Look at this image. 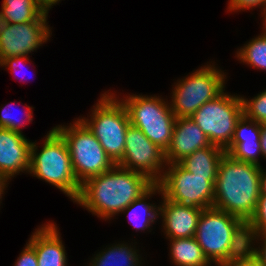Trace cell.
I'll return each mask as SVG.
<instances>
[{
  "label": "cell",
  "mask_w": 266,
  "mask_h": 266,
  "mask_svg": "<svg viewBox=\"0 0 266 266\" xmlns=\"http://www.w3.org/2000/svg\"><path fill=\"white\" fill-rule=\"evenodd\" d=\"M8 181L9 179L0 173V200H2V194H4V190L7 188L6 185L9 184Z\"/></svg>",
  "instance_id": "cell-35"
},
{
  "label": "cell",
  "mask_w": 266,
  "mask_h": 266,
  "mask_svg": "<svg viewBox=\"0 0 266 266\" xmlns=\"http://www.w3.org/2000/svg\"><path fill=\"white\" fill-rule=\"evenodd\" d=\"M31 145L22 133L0 128V173L9 180L20 172L29 173Z\"/></svg>",
  "instance_id": "cell-13"
},
{
  "label": "cell",
  "mask_w": 266,
  "mask_h": 266,
  "mask_svg": "<svg viewBox=\"0 0 266 266\" xmlns=\"http://www.w3.org/2000/svg\"><path fill=\"white\" fill-rule=\"evenodd\" d=\"M243 115L241 96L224 91L204 103L191 117L212 145L226 149L233 138L235 126Z\"/></svg>",
  "instance_id": "cell-9"
},
{
  "label": "cell",
  "mask_w": 266,
  "mask_h": 266,
  "mask_svg": "<svg viewBox=\"0 0 266 266\" xmlns=\"http://www.w3.org/2000/svg\"><path fill=\"white\" fill-rule=\"evenodd\" d=\"M243 114L258 123H266V89L249 99L241 96Z\"/></svg>",
  "instance_id": "cell-24"
},
{
  "label": "cell",
  "mask_w": 266,
  "mask_h": 266,
  "mask_svg": "<svg viewBox=\"0 0 266 266\" xmlns=\"http://www.w3.org/2000/svg\"><path fill=\"white\" fill-rule=\"evenodd\" d=\"M260 134L261 123L243 114L235 126L230 145L225 149L226 154L236 161L261 166L258 161V157H262Z\"/></svg>",
  "instance_id": "cell-16"
},
{
  "label": "cell",
  "mask_w": 266,
  "mask_h": 266,
  "mask_svg": "<svg viewBox=\"0 0 266 266\" xmlns=\"http://www.w3.org/2000/svg\"><path fill=\"white\" fill-rule=\"evenodd\" d=\"M34 1L44 11V13H49L51 7L60 2V0H34Z\"/></svg>",
  "instance_id": "cell-32"
},
{
  "label": "cell",
  "mask_w": 266,
  "mask_h": 266,
  "mask_svg": "<svg viewBox=\"0 0 266 266\" xmlns=\"http://www.w3.org/2000/svg\"><path fill=\"white\" fill-rule=\"evenodd\" d=\"M175 82L171 110L175 117H191L204 103L225 91L226 74L214 62Z\"/></svg>",
  "instance_id": "cell-8"
},
{
  "label": "cell",
  "mask_w": 266,
  "mask_h": 266,
  "mask_svg": "<svg viewBox=\"0 0 266 266\" xmlns=\"http://www.w3.org/2000/svg\"><path fill=\"white\" fill-rule=\"evenodd\" d=\"M124 169L139 172L158 183L166 169L165 153L143 132L129 124L123 158L116 164Z\"/></svg>",
  "instance_id": "cell-11"
},
{
  "label": "cell",
  "mask_w": 266,
  "mask_h": 266,
  "mask_svg": "<svg viewBox=\"0 0 266 266\" xmlns=\"http://www.w3.org/2000/svg\"><path fill=\"white\" fill-rule=\"evenodd\" d=\"M0 22L22 24L38 20L44 11L34 0H3Z\"/></svg>",
  "instance_id": "cell-22"
},
{
  "label": "cell",
  "mask_w": 266,
  "mask_h": 266,
  "mask_svg": "<svg viewBox=\"0 0 266 266\" xmlns=\"http://www.w3.org/2000/svg\"><path fill=\"white\" fill-rule=\"evenodd\" d=\"M225 150L211 145L197 149L182 159L179 164L194 176H207V179H216L218 167Z\"/></svg>",
  "instance_id": "cell-18"
},
{
  "label": "cell",
  "mask_w": 266,
  "mask_h": 266,
  "mask_svg": "<svg viewBox=\"0 0 266 266\" xmlns=\"http://www.w3.org/2000/svg\"><path fill=\"white\" fill-rule=\"evenodd\" d=\"M163 195L161 186L154 183L145 193L139 198L132 201L121 213H128L129 220L136 231L151 229V225L156 223L155 220L159 217V205L147 203V199H151L152 195L157 193ZM127 211V212H126ZM140 213V214H139Z\"/></svg>",
  "instance_id": "cell-19"
},
{
  "label": "cell",
  "mask_w": 266,
  "mask_h": 266,
  "mask_svg": "<svg viewBox=\"0 0 266 266\" xmlns=\"http://www.w3.org/2000/svg\"><path fill=\"white\" fill-rule=\"evenodd\" d=\"M247 234L266 233V195H260L253 216L246 223Z\"/></svg>",
  "instance_id": "cell-26"
},
{
  "label": "cell",
  "mask_w": 266,
  "mask_h": 266,
  "mask_svg": "<svg viewBox=\"0 0 266 266\" xmlns=\"http://www.w3.org/2000/svg\"><path fill=\"white\" fill-rule=\"evenodd\" d=\"M194 237L205 257L216 266H222L248 248L246 223L214 207L202 210Z\"/></svg>",
  "instance_id": "cell-3"
},
{
  "label": "cell",
  "mask_w": 266,
  "mask_h": 266,
  "mask_svg": "<svg viewBox=\"0 0 266 266\" xmlns=\"http://www.w3.org/2000/svg\"><path fill=\"white\" fill-rule=\"evenodd\" d=\"M153 184L144 174L115 165L81 184L75 203L106 221L120 214Z\"/></svg>",
  "instance_id": "cell-1"
},
{
  "label": "cell",
  "mask_w": 266,
  "mask_h": 266,
  "mask_svg": "<svg viewBox=\"0 0 266 266\" xmlns=\"http://www.w3.org/2000/svg\"><path fill=\"white\" fill-rule=\"evenodd\" d=\"M263 15H264V22H263V29H264V31H266V4H265V6H264V8H263V13H262Z\"/></svg>",
  "instance_id": "cell-36"
},
{
  "label": "cell",
  "mask_w": 266,
  "mask_h": 266,
  "mask_svg": "<svg viewBox=\"0 0 266 266\" xmlns=\"http://www.w3.org/2000/svg\"><path fill=\"white\" fill-rule=\"evenodd\" d=\"M120 100L126 107L130 124L139 128L150 141L165 152L176 122L170 103L156 95L142 94L126 95Z\"/></svg>",
  "instance_id": "cell-7"
},
{
  "label": "cell",
  "mask_w": 266,
  "mask_h": 266,
  "mask_svg": "<svg viewBox=\"0 0 266 266\" xmlns=\"http://www.w3.org/2000/svg\"><path fill=\"white\" fill-rule=\"evenodd\" d=\"M211 145L208 137L190 117H177L170 144L164 152L166 162L179 163L197 149Z\"/></svg>",
  "instance_id": "cell-15"
},
{
  "label": "cell",
  "mask_w": 266,
  "mask_h": 266,
  "mask_svg": "<svg viewBox=\"0 0 266 266\" xmlns=\"http://www.w3.org/2000/svg\"><path fill=\"white\" fill-rule=\"evenodd\" d=\"M239 61L250 67L266 70V31L251 39L236 53Z\"/></svg>",
  "instance_id": "cell-23"
},
{
  "label": "cell",
  "mask_w": 266,
  "mask_h": 266,
  "mask_svg": "<svg viewBox=\"0 0 266 266\" xmlns=\"http://www.w3.org/2000/svg\"><path fill=\"white\" fill-rule=\"evenodd\" d=\"M166 167L158 182L165 198L201 209L213 207L216 179L194 176L179 163H167Z\"/></svg>",
  "instance_id": "cell-10"
},
{
  "label": "cell",
  "mask_w": 266,
  "mask_h": 266,
  "mask_svg": "<svg viewBox=\"0 0 266 266\" xmlns=\"http://www.w3.org/2000/svg\"><path fill=\"white\" fill-rule=\"evenodd\" d=\"M169 241L170 259L175 266H211L195 237Z\"/></svg>",
  "instance_id": "cell-20"
},
{
  "label": "cell",
  "mask_w": 266,
  "mask_h": 266,
  "mask_svg": "<svg viewBox=\"0 0 266 266\" xmlns=\"http://www.w3.org/2000/svg\"><path fill=\"white\" fill-rule=\"evenodd\" d=\"M55 223L48 222L32 233L28 242L35 248L38 266H67V253Z\"/></svg>",
  "instance_id": "cell-17"
},
{
  "label": "cell",
  "mask_w": 266,
  "mask_h": 266,
  "mask_svg": "<svg viewBox=\"0 0 266 266\" xmlns=\"http://www.w3.org/2000/svg\"><path fill=\"white\" fill-rule=\"evenodd\" d=\"M228 11H244L249 9H255L256 6L264 8L266 0H229Z\"/></svg>",
  "instance_id": "cell-30"
},
{
  "label": "cell",
  "mask_w": 266,
  "mask_h": 266,
  "mask_svg": "<svg viewBox=\"0 0 266 266\" xmlns=\"http://www.w3.org/2000/svg\"><path fill=\"white\" fill-rule=\"evenodd\" d=\"M28 57L29 56L8 57V58H5L0 63V66H3L5 68H8L9 67L11 73H13V74L15 73L17 75V72L16 71L18 70V72H19V69H21V67L24 65V63H26L27 61L29 62V58Z\"/></svg>",
  "instance_id": "cell-31"
},
{
  "label": "cell",
  "mask_w": 266,
  "mask_h": 266,
  "mask_svg": "<svg viewBox=\"0 0 266 266\" xmlns=\"http://www.w3.org/2000/svg\"><path fill=\"white\" fill-rule=\"evenodd\" d=\"M48 13L38 20L12 24L0 22V63L8 57L27 56L50 40Z\"/></svg>",
  "instance_id": "cell-12"
},
{
  "label": "cell",
  "mask_w": 266,
  "mask_h": 266,
  "mask_svg": "<svg viewBox=\"0 0 266 266\" xmlns=\"http://www.w3.org/2000/svg\"><path fill=\"white\" fill-rule=\"evenodd\" d=\"M260 145L262 156L266 158V123H261Z\"/></svg>",
  "instance_id": "cell-33"
},
{
  "label": "cell",
  "mask_w": 266,
  "mask_h": 266,
  "mask_svg": "<svg viewBox=\"0 0 266 266\" xmlns=\"http://www.w3.org/2000/svg\"><path fill=\"white\" fill-rule=\"evenodd\" d=\"M54 128L67 143L72 169L80 184L116 165L105 153L98 139L79 118L69 126L59 125Z\"/></svg>",
  "instance_id": "cell-6"
},
{
  "label": "cell",
  "mask_w": 266,
  "mask_h": 266,
  "mask_svg": "<svg viewBox=\"0 0 266 266\" xmlns=\"http://www.w3.org/2000/svg\"><path fill=\"white\" fill-rule=\"evenodd\" d=\"M116 94L104 92L91 111L90 119L79 118L117 164L124 155L126 131L130 124L126 107Z\"/></svg>",
  "instance_id": "cell-5"
},
{
  "label": "cell",
  "mask_w": 266,
  "mask_h": 266,
  "mask_svg": "<svg viewBox=\"0 0 266 266\" xmlns=\"http://www.w3.org/2000/svg\"><path fill=\"white\" fill-rule=\"evenodd\" d=\"M43 141L40 152L37 144L32 142L29 173L55 186L75 202L81 192V184L73 172L66 141L55 128L45 135Z\"/></svg>",
  "instance_id": "cell-4"
},
{
  "label": "cell",
  "mask_w": 266,
  "mask_h": 266,
  "mask_svg": "<svg viewBox=\"0 0 266 266\" xmlns=\"http://www.w3.org/2000/svg\"><path fill=\"white\" fill-rule=\"evenodd\" d=\"M116 243L100 251L92 258L89 266H140L142 259L136 246Z\"/></svg>",
  "instance_id": "cell-21"
},
{
  "label": "cell",
  "mask_w": 266,
  "mask_h": 266,
  "mask_svg": "<svg viewBox=\"0 0 266 266\" xmlns=\"http://www.w3.org/2000/svg\"><path fill=\"white\" fill-rule=\"evenodd\" d=\"M14 266H38L35 248L27 242Z\"/></svg>",
  "instance_id": "cell-29"
},
{
  "label": "cell",
  "mask_w": 266,
  "mask_h": 266,
  "mask_svg": "<svg viewBox=\"0 0 266 266\" xmlns=\"http://www.w3.org/2000/svg\"><path fill=\"white\" fill-rule=\"evenodd\" d=\"M159 205V218H163L162 226L167 239H184L195 236L201 208L176 203L165 198Z\"/></svg>",
  "instance_id": "cell-14"
},
{
  "label": "cell",
  "mask_w": 266,
  "mask_h": 266,
  "mask_svg": "<svg viewBox=\"0 0 266 266\" xmlns=\"http://www.w3.org/2000/svg\"><path fill=\"white\" fill-rule=\"evenodd\" d=\"M222 266H262L259 259L247 248L243 253L233 257Z\"/></svg>",
  "instance_id": "cell-28"
},
{
  "label": "cell",
  "mask_w": 266,
  "mask_h": 266,
  "mask_svg": "<svg viewBox=\"0 0 266 266\" xmlns=\"http://www.w3.org/2000/svg\"><path fill=\"white\" fill-rule=\"evenodd\" d=\"M26 106V113H25V117L26 119H24L26 121L23 122V119L20 121H18L19 119H16V117L13 116V112H12V104H7L5 107H2L0 109V128H6V129H10L11 131H15V132H19L22 133V127H26L25 124L32 122L33 120V107H30L28 105ZM23 122V123H21Z\"/></svg>",
  "instance_id": "cell-25"
},
{
  "label": "cell",
  "mask_w": 266,
  "mask_h": 266,
  "mask_svg": "<svg viewBox=\"0 0 266 266\" xmlns=\"http://www.w3.org/2000/svg\"><path fill=\"white\" fill-rule=\"evenodd\" d=\"M260 193L261 195H266V170L263 168H261L260 175Z\"/></svg>",
  "instance_id": "cell-34"
},
{
  "label": "cell",
  "mask_w": 266,
  "mask_h": 266,
  "mask_svg": "<svg viewBox=\"0 0 266 266\" xmlns=\"http://www.w3.org/2000/svg\"><path fill=\"white\" fill-rule=\"evenodd\" d=\"M261 168L256 164L236 161L225 154L218 167L213 207L247 223L261 195Z\"/></svg>",
  "instance_id": "cell-2"
},
{
  "label": "cell",
  "mask_w": 266,
  "mask_h": 266,
  "mask_svg": "<svg viewBox=\"0 0 266 266\" xmlns=\"http://www.w3.org/2000/svg\"><path fill=\"white\" fill-rule=\"evenodd\" d=\"M248 237V248L251 252L259 259L262 266H266V233L263 234H247ZM260 238V239H259ZM262 241L259 243V247H254L255 241ZM261 246V247H260ZM261 248V249H260Z\"/></svg>",
  "instance_id": "cell-27"
}]
</instances>
